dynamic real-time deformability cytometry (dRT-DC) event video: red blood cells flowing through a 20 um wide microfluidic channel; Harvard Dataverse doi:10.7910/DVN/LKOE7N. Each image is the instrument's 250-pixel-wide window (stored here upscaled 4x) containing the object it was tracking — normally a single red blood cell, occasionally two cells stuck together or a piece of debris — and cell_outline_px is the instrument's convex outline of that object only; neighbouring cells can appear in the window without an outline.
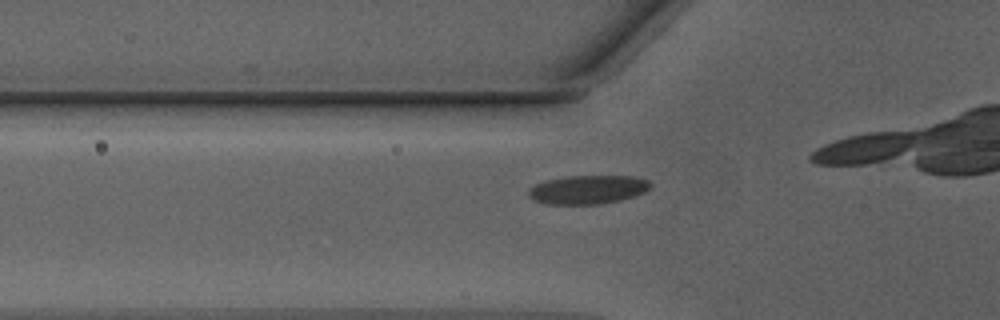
{"species": "Egyptian fruit bat (a non-hibernating species)", "species_latin": "Rousettus aegyptiacus", "temperature_condition": "warm", "stored_images_in_passage": 7, "camera_frame_rate_fps": 3000, "um_per_image_px": 0.085, "animal": {"sex": "male"}, "frame": {"image": 1, "passage_image": 3, "time_ms": 0.667, "image_size_px": [1000, 320], "cell_outline_px": [[652, 184], [644, 192], [636, 196], [620, 200], [600, 204], [544, 204], [528, 196], [528, 188], [544, 180], [568, 176], [636, 176], [648, 180]], "centroid_in_image_um": [49.96, 16.11], "position_along_channel_um": 75.8, "area_um2": 20.52}}
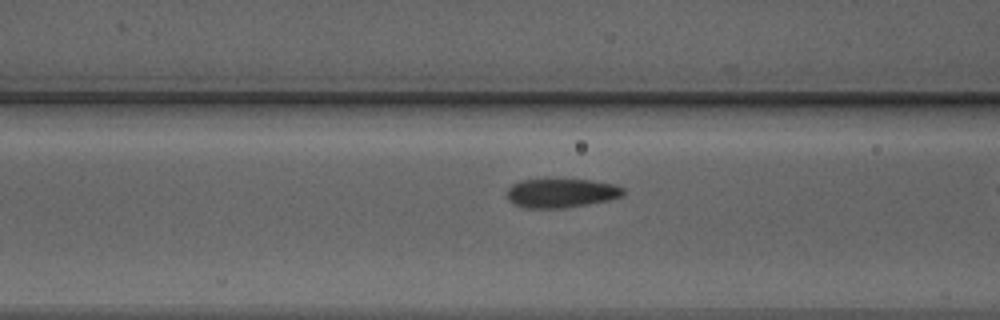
{"frame": {"image": 2, "passage_image": 6, "time_ms": 1.667, "image_size_px": [1000, 320], "cell_outline_px": [[624, 196], [608, 200], [564, 208], [528, 208], [516, 204], [508, 200], [508, 188], [512, 184], [520, 180], [544, 176], [548, 176], [592, 180], [616, 184], [624, 188]], "centroid_in_image_um": [47.7, 16.34], "position_along_channel_um": 118.9, "area_um2": 20.63}}